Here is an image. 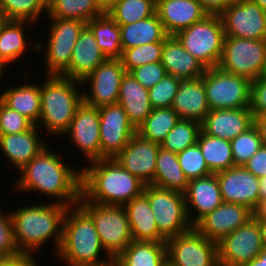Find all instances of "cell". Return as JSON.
Returning <instances> with one entry per match:
<instances>
[{"label":"cell","mask_w":266,"mask_h":266,"mask_svg":"<svg viewBox=\"0 0 266 266\" xmlns=\"http://www.w3.org/2000/svg\"><path fill=\"white\" fill-rule=\"evenodd\" d=\"M45 147L19 170L16 191H35L53 197L54 203L75 206L81 198L82 171L65 163L55 151ZM55 152V153H54ZM75 168V169H74ZM55 197V198H54Z\"/></svg>","instance_id":"1"},{"label":"cell","mask_w":266,"mask_h":266,"mask_svg":"<svg viewBox=\"0 0 266 266\" xmlns=\"http://www.w3.org/2000/svg\"><path fill=\"white\" fill-rule=\"evenodd\" d=\"M82 171L79 202L124 206L143 193L145 184L125 170L115 158L92 161Z\"/></svg>","instance_id":"2"},{"label":"cell","mask_w":266,"mask_h":266,"mask_svg":"<svg viewBox=\"0 0 266 266\" xmlns=\"http://www.w3.org/2000/svg\"><path fill=\"white\" fill-rule=\"evenodd\" d=\"M68 207L50 202L30 204L10 212L13 235L19 253L34 254L49 239L57 253L62 241L63 221Z\"/></svg>","instance_id":"3"},{"label":"cell","mask_w":266,"mask_h":266,"mask_svg":"<svg viewBox=\"0 0 266 266\" xmlns=\"http://www.w3.org/2000/svg\"><path fill=\"white\" fill-rule=\"evenodd\" d=\"M104 251L91 217L78 204L68 207L57 260L67 266H113L110 256L100 260Z\"/></svg>","instance_id":"4"},{"label":"cell","mask_w":266,"mask_h":266,"mask_svg":"<svg viewBox=\"0 0 266 266\" xmlns=\"http://www.w3.org/2000/svg\"><path fill=\"white\" fill-rule=\"evenodd\" d=\"M43 82L40 83L41 116L37 126L42 131L44 128L48 136H62L83 103V91H78L83 86L80 81L60 75H48Z\"/></svg>","instance_id":"5"},{"label":"cell","mask_w":266,"mask_h":266,"mask_svg":"<svg viewBox=\"0 0 266 266\" xmlns=\"http://www.w3.org/2000/svg\"><path fill=\"white\" fill-rule=\"evenodd\" d=\"M78 205L91 217L104 254L115 260L133 241L124 207L95 202H79Z\"/></svg>","instance_id":"6"},{"label":"cell","mask_w":266,"mask_h":266,"mask_svg":"<svg viewBox=\"0 0 266 266\" xmlns=\"http://www.w3.org/2000/svg\"><path fill=\"white\" fill-rule=\"evenodd\" d=\"M175 36L206 69L218 66L225 38L220 15H207Z\"/></svg>","instance_id":"7"},{"label":"cell","mask_w":266,"mask_h":266,"mask_svg":"<svg viewBox=\"0 0 266 266\" xmlns=\"http://www.w3.org/2000/svg\"><path fill=\"white\" fill-rule=\"evenodd\" d=\"M143 194L148 198L157 229L166 240L193 228L187 215L184 193L145 185Z\"/></svg>","instance_id":"8"},{"label":"cell","mask_w":266,"mask_h":266,"mask_svg":"<svg viewBox=\"0 0 266 266\" xmlns=\"http://www.w3.org/2000/svg\"><path fill=\"white\" fill-rule=\"evenodd\" d=\"M266 61V39L225 36L218 67L251 82L262 76Z\"/></svg>","instance_id":"9"},{"label":"cell","mask_w":266,"mask_h":266,"mask_svg":"<svg viewBox=\"0 0 266 266\" xmlns=\"http://www.w3.org/2000/svg\"><path fill=\"white\" fill-rule=\"evenodd\" d=\"M210 110L249 108L251 81L230 74L218 66L206 69L201 76Z\"/></svg>","instance_id":"10"},{"label":"cell","mask_w":266,"mask_h":266,"mask_svg":"<svg viewBox=\"0 0 266 266\" xmlns=\"http://www.w3.org/2000/svg\"><path fill=\"white\" fill-rule=\"evenodd\" d=\"M169 266H219L217 242L194 227L166 240Z\"/></svg>","instance_id":"11"},{"label":"cell","mask_w":266,"mask_h":266,"mask_svg":"<svg viewBox=\"0 0 266 266\" xmlns=\"http://www.w3.org/2000/svg\"><path fill=\"white\" fill-rule=\"evenodd\" d=\"M50 29L46 49L45 66L47 75H62L70 65L73 47L86 22L74 19L46 18Z\"/></svg>","instance_id":"12"},{"label":"cell","mask_w":266,"mask_h":266,"mask_svg":"<svg viewBox=\"0 0 266 266\" xmlns=\"http://www.w3.org/2000/svg\"><path fill=\"white\" fill-rule=\"evenodd\" d=\"M219 266H242L263 250L259 221L250 218L237 230L224 236L218 243Z\"/></svg>","instance_id":"13"},{"label":"cell","mask_w":266,"mask_h":266,"mask_svg":"<svg viewBox=\"0 0 266 266\" xmlns=\"http://www.w3.org/2000/svg\"><path fill=\"white\" fill-rule=\"evenodd\" d=\"M126 74L120 59L107 58L93 72L81 81L82 86L90 85L88 92L83 90V102L96 108L117 104L120 85ZM91 92V93H90Z\"/></svg>","instance_id":"14"},{"label":"cell","mask_w":266,"mask_h":266,"mask_svg":"<svg viewBox=\"0 0 266 266\" xmlns=\"http://www.w3.org/2000/svg\"><path fill=\"white\" fill-rule=\"evenodd\" d=\"M220 18L225 36L266 39V11L252 0H237L220 14Z\"/></svg>","instance_id":"15"},{"label":"cell","mask_w":266,"mask_h":266,"mask_svg":"<svg viewBox=\"0 0 266 266\" xmlns=\"http://www.w3.org/2000/svg\"><path fill=\"white\" fill-rule=\"evenodd\" d=\"M100 119L101 159L115 158L127 145L136 129L120 104L98 108Z\"/></svg>","instance_id":"16"},{"label":"cell","mask_w":266,"mask_h":266,"mask_svg":"<svg viewBox=\"0 0 266 266\" xmlns=\"http://www.w3.org/2000/svg\"><path fill=\"white\" fill-rule=\"evenodd\" d=\"M69 142L79 148L88 161L101 159L100 119L98 108L82 103L76 110L68 130Z\"/></svg>","instance_id":"17"},{"label":"cell","mask_w":266,"mask_h":266,"mask_svg":"<svg viewBox=\"0 0 266 266\" xmlns=\"http://www.w3.org/2000/svg\"><path fill=\"white\" fill-rule=\"evenodd\" d=\"M223 202L244 205L252 212L260 201L259 178L244 166L215 173Z\"/></svg>","instance_id":"18"},{"label":"cell","mask_w":266,"mask_h":266,"mask_svg":"<svg viewBox=\"0 0 266 266\" xmlns=\"http://www.w3.org/2000/svg\"><path fill=\"white\" fill-rule=\"evenodd\" d=\"M160 144L135 133L126 147L115 157L116 161L145 185L153 182Z\"/></svg>","instance_id":"19"},{"label":"cell","mask_w":266,"mask_h":266,"mask_svg":"<svg viewBox=\"0 0 266 266\" xmlns=\"http://www.w3.org/2000/svg\"><path fill=\"white\" fill-rule=\"evenodd\" d=\"M253 217L244 205L223 202L202 217L193 227L209 240L219 242L224 236L237 230Z\"/></svg>","instance_id":"20"},{"label":"cell","mask_w":266,"mask_h":266,"mask_svg":"<svg viewBox=\"0 0 266 266\" xmlns=\"http://www.w3.org/2000/svg\"><path fill=\"white\" fill-rule=\"evenodd\" d=\"M184 196L187 215L192 226L223 203L215 173L189 180Z\"/></svg>","instance_id":"21"},{"label":"cell","mask_w":266,"mask_h":266,"mask_svg":"<svg viewBox=\"0 0 266 266\" xmlns=\"http://www.w3.org/2000/svg\"><path fill=\"white\" fill-rule=\"evenodd\" d=\"M254 124L250 108L210 110L201 123V130L211 136L233 140Z\"/></svg>","instance_id":"22"},{"label":"cell","mask_w":266,"mask_h":266,"mask_svg":"<svg viewBox=\"0 0 266 266\" xmlns=\"http://www.w3.org/2000/svg\"><path fill=\"white\" fill-rule=\"evenodd\" d=\"M156 13L168 35H176L208 15L198 0H157Z\"/></svg>","instance_id":"23"},{"label":"cell","mask_w":266,"mask_h":266,"mask_svg":"<svg viewBox=\"0 0 266 266\" xmlns=\"http://www.w3.org/2000/svg\"><path fill=\"white\" fill-rule=\"evenodd\" d=\"M106 59L93 33L85 26L73 47L69 68L61 76L81 82Z\"/></svg>","instance_id":"24"},{"label":"cell","mask_w":266,"mask_h":266,"mask_svg":"<svg viewBox=\"0 0 266 266\" xmlns=\"http://www.w3.org/2000/svg\"><path fill=\"white\" fill-rule=\"evenodd\" d=\"M171 108L180 119L194 120L201 124L210 111L202 78L181 80Z\"/></svg>","instance_id":"25"},{"label":"cell","mask_w":266,"mask_h":266,"mask_svg":"<svg viewBox=\"0 0 266 266\" xmlns=\"http://www.w3.org/2000/svg\"><path fill=\"white\" fill-rule=\"evenodd\" d=\"M161 64L167 75L181 80L200 78L206 71L201 62L184 49L175 35H168L163 42Z\"/></svg>","instance_id":"26"},{"label":"cell","mask_w":266,"mask_h":266,"mask_svg":"<svg viewBox=\"0 0 266 266\" xmlns=\"http://www.w3.org/2000/svg\"><path fill=\"white\" fill-rule=\"evenodd\" d=\"M38 130V126L34 125L21 133L0 135V150L18 171L46 147Z\"/></svg>","instance_id":"27"},{"label":"cell","mask_w":266,"mask_h":266,"mask_svg":"<svg viewBox=\"0 0 266 266\" xmlns=\"http://www.w3.org/2000/svg\"><path fill=\"white\" fill-rule=\"evenodd\" d=\"M118 104L127 113L129 122L137 129L151 113L148 89L144 88L130 72L123 76Z\"/></svg>","instance_id":"28"},{"label":"cell","mask_w":266,"mask_h":266,"mask_svg":"<svg viewBox=\"0 0 266 266\" xmlns=\"http://www.w3.org/2000/svg\"><path fill=\"white\" fill-rule=\"evenodd\" d=\"M134 241L166 242L159 233L148 198L142 193L124 206Z\"/></svg>","instance_id":"29"},{"label":"cell","mask_w":266,"mask_h":266,"mask_svg":"<svg viewBox=\"0 0 266 266\" xmlns=\"http://www.w3.org/2000/svg\"><path fill=\"white\" fill-rule=\"evenodd\" d=\"M0 100L34 125H38L41 116L40 83L25 81L23 85L12 86L0 94Z\"/></svg>","instance_id":"30"},{"label":"cell","mask_w":266,"mask_h":266,"mask_svg":"<svg viewBox=\"0 0 266 266\" xmlns=\"http://www.w3.org/2000/svg\"><path fill=\"white\" fill-rule=\"evenodd\" d=\"M166 242L132 241L113 266H166Z\"/></svg>","instance_id":"31"},{"label":"cell","mask_w":266,"mask_h":266,"mask_svg":"<svg viewBox=\"0 0 266 266\" xmlns=\"http://www.w3.org/2000/svg\"><path fill=\"white\" fill-rule=\"evenodd\" d=\"M122 51L135 46L164 41L165 32L157 13L128 25H120Z\"/></svg>","instance_id":"32"},{"label":"cell","mask_w":266,"mask_h":266,"mask_svg":"<svg viewBox=\"0 0 266 266\" xmlns=\"http://www.w3.org/2000/svg\"><path fill=\"white\" fill-rule=\"evenodd\" d=\"M188 183L177 154L160 147L156 159L154 179L150 185L184 193Z\"/></svg>","instance_id":"33"},{"label":"cell","mask_w":266,"mask_h":266,"mask_svg":"<svg viewBox=\"0 0 266 266\" xmlns=\"http://www.w3.org/2000/svg\"><path fill=\"white\" fill-rule=\"evenodd\" d=\"M93 33L99 48L106 58L120 59L122 56L120 26L108 14L103 13L86 23Z\"/></svg>","instance_id":"34"},{"label":"cell","mask_w":266,"mask_h":266,"mask_svg":"<svg viewBox=\"0 0 266 266\" xmlns=\"http://www.w3.org/2000/svg\"><path fill=\"white\" fill-rule=\"evenodd\" d=\"M33 24L25 20H8L0 31V64L6 69L20 58L27 49L28 42L24 26Z\"/></svg>","instance_id":"35"},{"label":"cell","mask_w":266,"mask_h":266,"mask_svg":"<svg viewBox=\"0 0 266 266\" xmlns=\"http://www.w3.org/2000/svg\"><path fill=\"white\" fill-rule=\"evenodd\" d=\"M197 143L212 173L227 170L234 166L231 142L229 140L207 135L201 130Z\"/></svg>","instance_id":"36"},{"label":"cell","mask_w":266,"mask_h":266,"mask_svg":"<svg viewBox=\"0 0 266 266\" xmlns=\"http://www.w3.org/2000/svg\"><path fill=\"white\" fill-rule=\"evenodd\" d=\"M103 13L95 0H52L46 9L48 18L74 19L86 23Z\"/></svg>","instance_id":"37"},{"label":"cell","mask_w":266,"mask_h":266,"mask_svg":"<svg viewBox=\"0 0 266 266\" xmlns=\"http://www.w3.org/2000/svg\"><path fill=\"white\" fill-rule=\"evenodd\" d=\"M180 117L171 108L152 109L145 121L136 129L142 138L161 144Z\"/></svg>","instance_id":"38"},{"label":"cell","mask_w":266,"mask_h":266,"mask_svg":"<svg viewBox=\"0 0 266 266\" xmlns=\"http://www.w3.org/2000/svg\"><path fill=\"white\" fill-rule=\"evenodd\" d=\"M107 13L120 25H128L156 13L154 0H118Z\"/></svg>","instance_id":"39"},{"label":"cell","mask_w":266,"mask_h":266,"mask_svg":"<svg viewBox=\"0 0 266 266\" xmlns=\"http://www.w3.org/2000/svg\"><path fill=\"white\" fill-rule=\"evenodd\" d=\"M201 124L194 120L179 119L169 131L160 147L178 154L189 146L197 143Z\"/></svg>","instance_id":"40"},{"label":"cell","mask_w":266,"mask_h":266,"mask_svg":"<svg viewBox=\"0 0 266 266\" xmlns=\"http://www.w3.org/2000/svg\"><path fill=\"white\" fill-rule=\"evenodd\" d=\"M163 42L148 43L123 50L120 60L126 72L147 63L161 62Z\"/></svg>","instance_id":"41"},{"label":"cell","mask_w":266,"mask_h":266,"mask_svg":"<svg viewBox=\"0 0 266 266\" xmlns=\"http://www.w3.org/2000/svg\"><path fill=\"white\" fill-rule=\"evenodd\" d=\"M230 142L234 166H243L263 146L259 129L255 124Z\"/></svg>","instance_id":"42"},{"label":"cell","mask_w":266,"mask_h":266,"mask_svg":"<svg viewBox=\"0 0 266 266\" xmlns=\"http://www.w3.org/2000/svg\"><path fill=\"white\" fill-rule=\"evenodd\" d=\"M0 8L8 20L37 22L46 9L38 0H0Z\"/></svg>","instance_id":"43"},{"label":"cell","mask_w":266,"mask_h":266,"mask_svg":"<svg viewBox=\"0 0 266 266\" xmlns=\"http://www.w3.org/2000/svg\"><path fill=\"white\" fill-rule=\"evenodd\" d=\"M177 158L188 181L212 174L205 162L198 143L178 153Z\"/></svg>","instance_id":"44"},{"label":"cell","mask_w":266,"mask_h":266,"mask_svg":"<svg viewBox=\"0 0 266 266\" xmlns=\"http://www.w3.org/2000/svg\"><path fill=\"white\" fill-rule=\"evenodd\" d=\"M180 82L181 79L166 75L156 85L148 89L152 109L171 107Z\"/></svg>","instance_id":"45"},{"label":"cell","mask_w":266,"mask_h":266,"mask_svg":"<svg viewBox=\"0 0 266 266\" xmlns=\"http://www.w3.org/2000/svg\"><path fill=\"white\" fill-rule=\"evenodd\" d=\"M34 124L0 100V135L16 134L31 129Z\"/></svg>","instance_id":"46"},{"label":"cell","mask_w":266,"mask_h":266,"mask_svg":"<svg viewBox=\"0 0 266 266\" xmlns=\"http://www.w3.org/2000/svg\"><path fill=\"white\" fill-rule=\"evenodd\" d=\"M19 253L13 235V224L10 212L1 211L0 208V259Z\"/></svg>","instance_id":"47"},{"label":"cell","mask_w":266,"mask_h":266,"mask_svg":"<svg viewBox=\"0 0 266 266\" xmlns=\"http://www.w3.org/2000/svg\"><path fill=\"white\" fill-rule=\"evenodd\" d=\"M133 77L144 87L150 89L166 75V69L161 62L147 63L130 71Z\"/></svg>","instance_id":"48"},{"label":"cell","mask_w":266,"mask_h":266,"mask_svg":"<svg viewBox=\"0 0 266 266\" xmlns=\"http://www.w3.org/2000/svg\"><path fill=\"white\" fill-rule=\"evenodd\" d=\"M249 108L254 118L266 116V77L260 76L252 81Z\"/></svg>","instance_id":"49"},{"label":"cell","mask_w":266,"mask_h":266,"mask_svg":"<svg viewBox=\"0 0 266 266\" xmlns=\"http://www.w3.org/2000/svg\"><path fill=\"white\" fill-rule=\"evenodd\" d=\"M243 166L258 178L265 177L266 146L263 145Z\"/></svg>","instance_id":"50"},{"label":"cell","mask_w":266,"mask_h":266,"mask_svg":"<svg viewBox=\"0 0 266 266\" xmlns=\"http://www.w3.org/2000/svg\"><path fill=\"white\" fill-rule=\"evenodd\" d=\"M0 266H38L33 254L18 253L0 259Z\"/></svg>","instance_id":"51"},{"label":"cell","mask_w":266,"mask_h":266,"mask_svg":"<svg viewBox=\"0 0 266 266\" xmlns=\"http://www.w3.org/2000/svg\"><path fill=\"white\" fill-rule=\"evenodd\" d=\"M208 15H220L226 8L237 0H198Z\"/></svg>","instance_id":"52"},{"label":"cell","mask_w":266,"mask_h":266,"mask_svg":"<svg viewBox=\"0 0 266 266\" xmlns=\"http://www.w3.org/2000/svg\"><path fill=\"white\" fill-rule=\"evenodd\" d=\"M254 124L259 129L262 144L266 146V116L255 117Z\"/></svg>","instance_id":"53"},{"label":"cell","mask_w":266,"mask_h":266,"mask_svg":"<svg viewBox=\"0 0 266 266\" xmlns=\"http://www.w3.org/2000/svg\"><path fill=\"white\" fill-rule=\"evenodd\" d=\"M253 217L257 220H266V199L259 201L253 211Z\"/></svg>","instance_id":"54"},{"label":"cell","mask_w":266,"mask_h":266,"mask_svg":"<svg viewBox=\"0 0 266 266\" xmlns=\"http://www.w3.org/2000/svg\"><path fill=\"white\" fill-rule=\"evenodd\" d=\"M242 266H266V249H264L257 257Z\"/></svg>","instance_id":"55"},{"label":"cell","mask_w":266,"mask_h":266,"mask_svg":"<svg viewBox=\"0 0 266 266\" xmlns=\"http://www.w3.org/2000/svg\"><path fill=\"white\" fill-rule=\"evenodd\" d=\"M95 2L104 13H107L118 0H95Z\"/></svg>","instance_id":"56"},{"label":"cell","mask_w":266,"mask_h":266,"mask_svg":"<svg viewBox=\"0 0 266 266\" xmlns=\"http://www.w3.org/2000/svg\"><path fill=\"white\" fill-rule=\"evenodd\" d=\"M260 201L266 199V176L259 178Z\"/></svg>","instance_id":"57"},{"label":"cell","mask_w":266,"mask_h":266,"mask_svg":"<svg viewBox=\"0 0 266 266\" xmlns=\"http://www.w3.org/2000/svg\"><path fill=\"white\" fill-rule=\"evenodd\" d=\"M261 229L262 244L264 249H266V220H258Z\"/></svg>","instance_id":"58"},{"label":"cell","mask_w":266,"mask_h":266,"mask_svg":"<svg viewBox=\"0 0 266 266\" xmlns=\"http://www.w3.org/2000/svg\"><path fill=\"white\" fill-rule=\"evenodd\" d=\"M8 21L7 17L5 16L4 11L0 8V31L4 24Z\"/></svg>","instance_id":"59"},{"label":"cell","mask_w":266,"mask_h":266,"mask_svg":"<svg viewBox=\"0 0 266 266\" xmlns=\"http://www.w3.org/2000/svg\"><path fill=\"white\" fill-rule=\"evenodd\" d=\"M252 1L258 4L263 10L266 11V0H252Z\"/></svg>","instance_id":"60"},{"label":"cell","mask_w":266,"mask_h":266,"mask_svg":"<svg viewBox=\"0 0 266 266\" xmlns=\"http://www.w3.org/2000/svg\"><path fill=\"white\" fill-rule=\"evenodd\" d=\"M38 1L41 3V5L45 9H47L50 6L51 2H52V0H38Z\"/></svg>","instance_id":"61"},{"label":"cell","mask_w":266,"mask_h":266,"mask_svg":"<svg viewBox=\"0 0 266 266\" xmlns=\"http://www.w3.org/2000/svg\"><path fill=\"white\" fill-rule=\"evenodd\" d=\"M4 71V67L0 64V80Z\"/></svg>","instance_id":"62"},{"label":"cell","mask_w":266,"mask_h":266,"mask_svg":"<svg viewBox=\"0 0 266 266\" xmlns=\"http://www.w3.org/2000/svg\"><path fill=\"white\" fill-rule=\"evenodd\" d=\"M262 76L266 77V61H265V67Z\"/></svg>","instance_id":"63"}]
</instances>
